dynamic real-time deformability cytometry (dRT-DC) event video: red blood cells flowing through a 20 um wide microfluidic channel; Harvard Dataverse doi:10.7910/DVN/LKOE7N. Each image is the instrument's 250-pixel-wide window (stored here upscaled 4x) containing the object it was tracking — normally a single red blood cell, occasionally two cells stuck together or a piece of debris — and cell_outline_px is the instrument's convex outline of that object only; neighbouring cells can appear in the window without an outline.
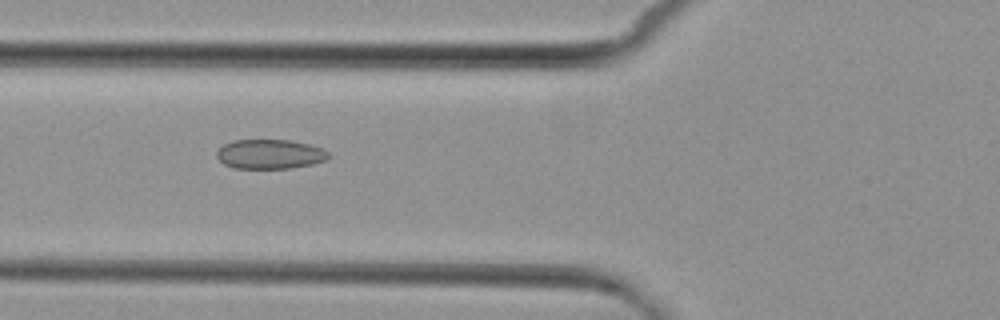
{"species": "common noctule bat (a hibernating species)", "species_latin": "Nyctalus noctula", "temperature_condition": "cold", "stored_images_in_passage": 5, "camera_frame_rate_fps": 3000, "um_per_image_px": 0.085, "animal": {"sex": "female", "body_mass_g": 29.2, "forearm_length_mm": 56.3}, "frame": {"image": 1, "passage_image": 3, "time_ms": 3.333, "image_size_px": [1000, 320], "cell_outline_px": [[332, 156], [324, 160], [312, 164], [292, 168], [236, 168], [224, 164], [216, 156], [216, 152], [224, 144], [232, 140], [292, 140], [324, 148]], "centroid_in_image_um": [22.96, 13.09], "position_along_channel_um": 102.8, "area_um2": 19.25}}
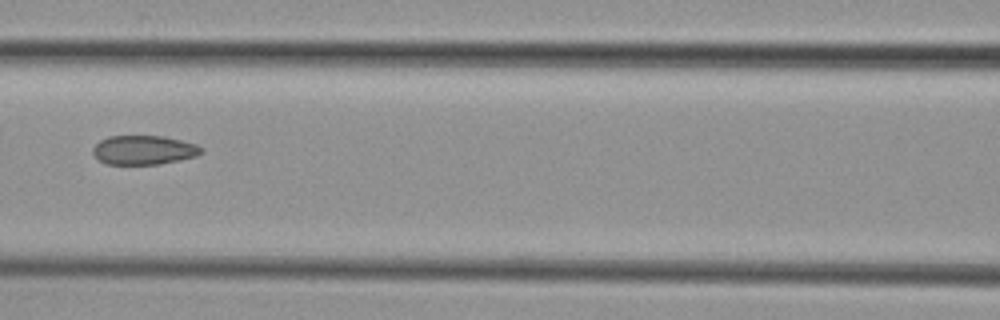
{"frame": {"image": 2, "passage_image": 4, "time_ms": 4.667, "image_size_px": [1000, 320], "cell_outline_px": [[204, 152], [196, 156], [180, 160], [160, 164], [104, 164], [92, 152], [92, 148], [100, 140], [108, 136], [164, 136], [196, 144], [204, 148]], "centroid_in_image_um": [12.24, 12.75], "position_along_channel_um": 154.4, "area_um2": 18.5}}
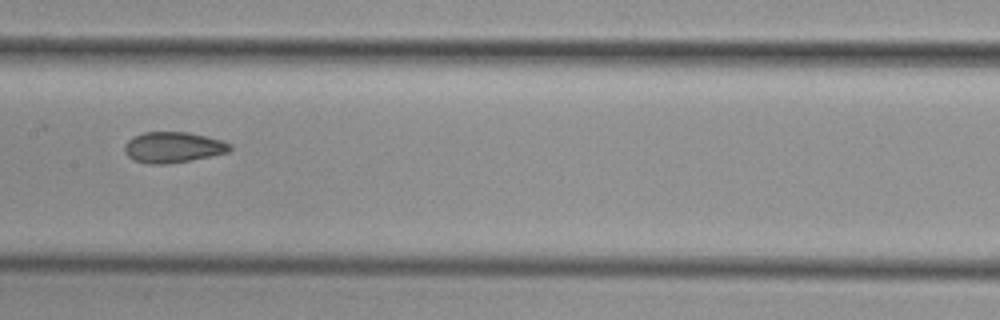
{"frame": {"image": 3, "passage_image": 5, "time_ms": 5.667, "image_size_px": [1000, 320], "cell_outline_px": [[232, 148], [228, 152], [192, 160], [168, 164], [148, 164], [132, 160], [124, 152], [124, 144], [132, 136], [144, 132], [188, 132], [208, 136], [224, 140], [232, 144]], "centroid_in_image_um": [14.71, 12.52], "position_along_channel_um": 192.7, "area_um2": 19.25}}